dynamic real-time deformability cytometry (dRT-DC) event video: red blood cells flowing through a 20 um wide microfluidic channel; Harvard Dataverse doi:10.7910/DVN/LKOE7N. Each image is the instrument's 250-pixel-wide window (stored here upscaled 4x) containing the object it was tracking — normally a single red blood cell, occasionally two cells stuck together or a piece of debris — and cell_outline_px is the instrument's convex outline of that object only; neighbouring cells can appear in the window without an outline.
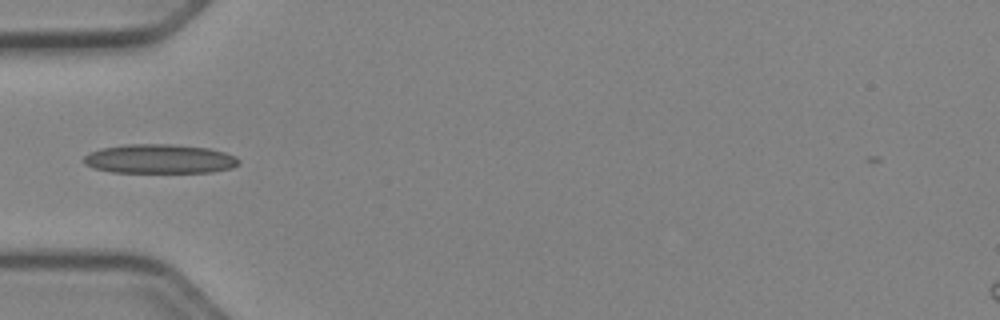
{"species": "Egyptian fruit bat (a non-hibernating species)", "species_latin": "Rousettus aegyptiacus", "temperature_condition": "cold", "stored_images_in_passage": 38, "camera_frame_rate_fps": 3000, "um_per_image_px": 0.085, "animal": {"sex": "female"}, "frame": {"image": 1, "passage_image": 4, "time_ms": 1.0, "image_size_px": [1000, 320], "cell_outline_px": [[240, 164], [232, 168], [212, 172], [112, 172], [92, 168], [84, 164], [84, 156], [100, 148], [128, 144], [168, 144], [208, 148], [224, 152], [236, 156], [240, 160]], "centroid_in_image_um": [13.58, 13.51], "position_along_channel_um": 71.4, "area_um2": 26.41}}
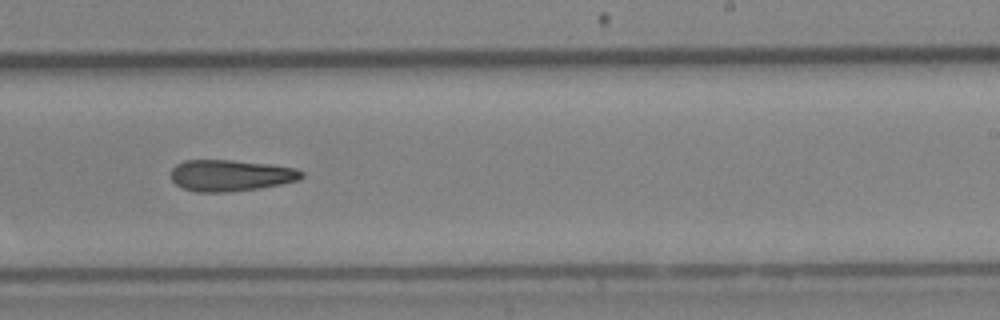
{"frame": {"image": 2, "passage_image": 19, "time_ms": 6.0, "image_size_px": [1000, 320], "cell_outline_px": [[304, 176], [300, 180], [280, 184], [256, 188], [228, 192], [196, 192], [184, 188], [176, 184], [172, 180], [172, 168], [176, 164], [184, 160], [232, 160], [268, 164], [296, 168], [304, 172]], "centroid_in_image_um": [19.61, 14.9], "position_along_channel_um": 269.4, "area_um2": 23.81}}
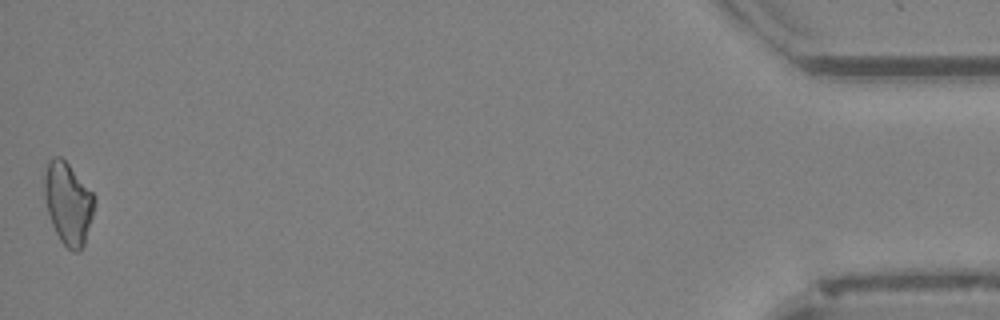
{"frame": {"image": 3, "passage_image": 38, "time_ms": 12.333, "image_size_px": [1000, 320], "cell_outline_px": [[96, 204], [84, 244], [80, 252], [72, 252], [60, 240], [52, 224], [48, 212], [44, 196], [44, 176], [48, 160], [52, 156], [60, 156], [68, 164], [96, 196]], "centroid_in_image_um": [5.8, 17.28], "position_along_channel_um": 429.4, "area_um2": 23.99}}